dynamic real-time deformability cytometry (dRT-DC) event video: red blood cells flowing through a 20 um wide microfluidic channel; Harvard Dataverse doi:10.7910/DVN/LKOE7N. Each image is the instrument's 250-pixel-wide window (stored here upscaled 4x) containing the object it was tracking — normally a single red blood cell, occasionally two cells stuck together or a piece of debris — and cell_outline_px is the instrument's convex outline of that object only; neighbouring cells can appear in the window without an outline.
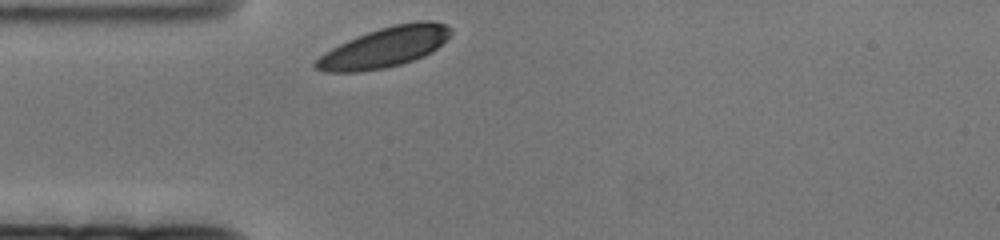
{"species": "human", "species_latin": "Homo sapiens", "temperature_condition": "cold", "stored_images_in_passage": 39, "camera_frame_rate_fps": 3000, "um_per_image_px": 0.085, "donor": {"sex": "female"}, "frame": {"image": 1, "passage_image": 1, "time_ms": 0.0, "image_size_px": [1000, 240], "cell_outline_px": [[452, 32], [432, 52], [424, 56], [400, 64], [384, 68], [360, 72], [324, 72], [316, 68], [312, 64], [324, 52], [356, 36], [380, 28], [396, 24], [420, 20], [432, 20], [444, 24], [452, 28]], "centroid_in_image_um": [32.68, 4.02], "position_along_channel_um": 52.3, "area_um2": 31.33}}
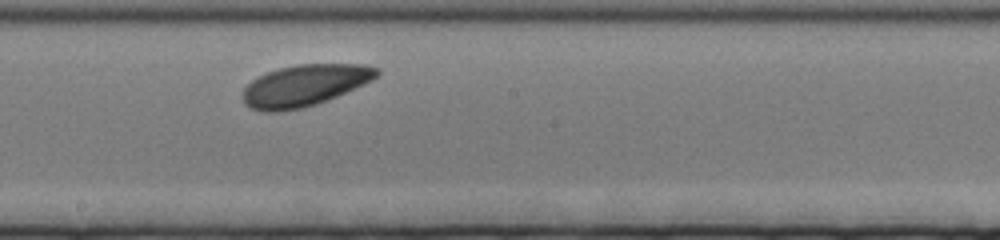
{"frame": {"image": 2, "passage_image": 23, "time_ms": 7.333, "image_size_px": [1000, 240], "cell_outline_px": [[380, 76], [364, 84], [328, 100], [316, 104], [300, 108], [280, 112], [260, 112], [244, 104], [240, 96], [244, 88], [252, 80], [268, 72], [280, 68], [296, 64], [364, 64], [380, 68]], "centroid_in_image_um": [25.89, 7.26], "position_along_channel_um": 222.3, "area_um2": 32.66}}
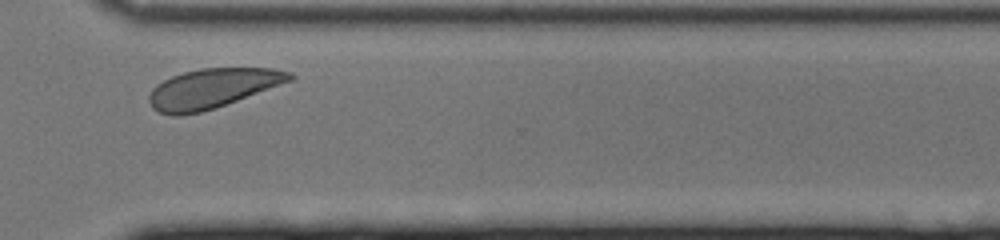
{"frame": {"image": 3, "passage_image": 39, "time_ms": 12.667, "image_size_px": [1000, 240], "cell_outline_px": [[296, 76], [292, 80], [236, 100], [200, 112], [180, 116], [172, 116], [160, 112], [152, 108], [148, 100], [148, 96], [152, 88], [156, 84], [172, 76], [184, 72], [200, 68], [272, 68], [292, 72]], "centroid_in_image_um": [18.01, 7.5], "position_along_channel_um": 352.6, "area_um2": 32.14}}